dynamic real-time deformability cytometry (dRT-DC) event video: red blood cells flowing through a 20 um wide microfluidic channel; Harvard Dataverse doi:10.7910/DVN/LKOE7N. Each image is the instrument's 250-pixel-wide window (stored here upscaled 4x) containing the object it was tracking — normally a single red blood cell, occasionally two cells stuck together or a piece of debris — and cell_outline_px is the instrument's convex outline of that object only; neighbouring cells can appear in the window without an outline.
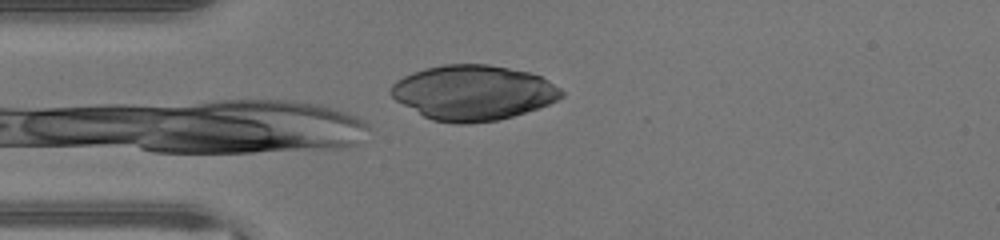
{"species": "human", "species_latin": "Homo sapiens", "temperature_condition": "warm", "stored_images_in_passage": 24, "camera_frame_rate_fps": 3000, "um_per_image_px": 0.085, "donor": {"sex": "male"}, "frame": {"image": 1, "passage_image": 1, "time_ms": 0.0, "image_size_px": [1000, 240], "cell_outline_px": [[564, 96], [548, 104], [512, 116], [496, 120], [468, 124], [456, 124], [432, 120], [424, 116], [396, 100], [392, 96], [392, 84], [396, 80], [412, 72], [424, 68], [444, 64], [488, 64], [528, 72], [540, 76], [548, 80], [560, 88], [564, 92]], "centroid_in_image_um": [40.22, 7.87], "position_along_channel_um": 44.8, "area_um2": 54.33}}
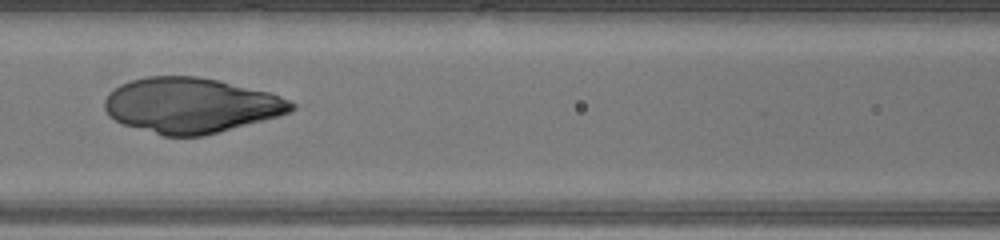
{"frame": {"image": 2, "passage_image": 9, "time_ms": 2.667, "image_size_px": [1000, 240], "cell_outline_px": [[296, 108], [288, 112], [276, 116], [204, 136], [164, 136], [124, 124], [116, 120], [104, 108], [104, 100], [108, 92], [120, 84], [132, 80], [148, 76], [196, 76], [220, 80], [268, 92], [280, 96], [296, 104]], "centroid_in_image_um": [16.21, 8.94], "position_along_channel_um": 150.4, "area_um2": 59.65}}
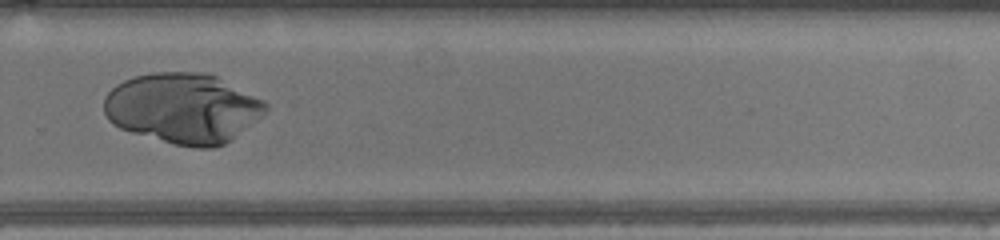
{"frame": {"image": 3, "passage_image": 20, "time_ms": 6.333, "image_size_px": [1000, 240], "cell_outline_px": [[268, 108], [260, 116], [224, 144], [212, 148], [196, 148], [176, 144], [132, 132], [120, 128], [108, 120], [104, 112], [104, 96], [116, 84], [124, 80], [136, 76], [152, 72], [200, 72], [216, 76], [264, 100], [268, 104]], "centroid_in_image_um": [15.51, 9.18], "position_along_channel_um": 314.3, "area_um2": 65.55}}